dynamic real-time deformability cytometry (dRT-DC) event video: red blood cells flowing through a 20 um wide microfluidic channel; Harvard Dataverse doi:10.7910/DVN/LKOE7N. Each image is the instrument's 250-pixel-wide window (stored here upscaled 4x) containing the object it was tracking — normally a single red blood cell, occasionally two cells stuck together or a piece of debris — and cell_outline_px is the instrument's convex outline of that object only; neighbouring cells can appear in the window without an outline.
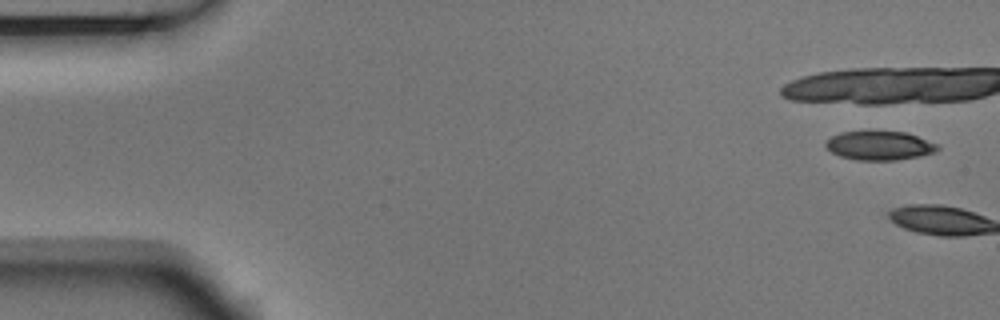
{"species": "Egyptian fruit bat (a non-hibernating species)", "species_latin": "Rousettus aegyptiacus", "temperature_condition": "room temperature", "stored_images_in_passage": 6, "camera_frame_rate_fps": 3000, "um_per_image_px": 0.085, "animal": {"sex": "male"}, "frame": {"image": 1, "passage_image": 1, "time_ms": 0.0, "image_size_px": [1000, 320], "cell_outline_px": [[940, 148], [936, 152], [920, 156], [896, 160], [856, 160], [840, 156], [832, 152], [824, 144], [832, 136], [840, 132], [904, 132], [940, 144]], "centroid_in_image_um": [74.8, 12.39], "position_along_channel_um": 10.2, "area_um2": 18.73}}